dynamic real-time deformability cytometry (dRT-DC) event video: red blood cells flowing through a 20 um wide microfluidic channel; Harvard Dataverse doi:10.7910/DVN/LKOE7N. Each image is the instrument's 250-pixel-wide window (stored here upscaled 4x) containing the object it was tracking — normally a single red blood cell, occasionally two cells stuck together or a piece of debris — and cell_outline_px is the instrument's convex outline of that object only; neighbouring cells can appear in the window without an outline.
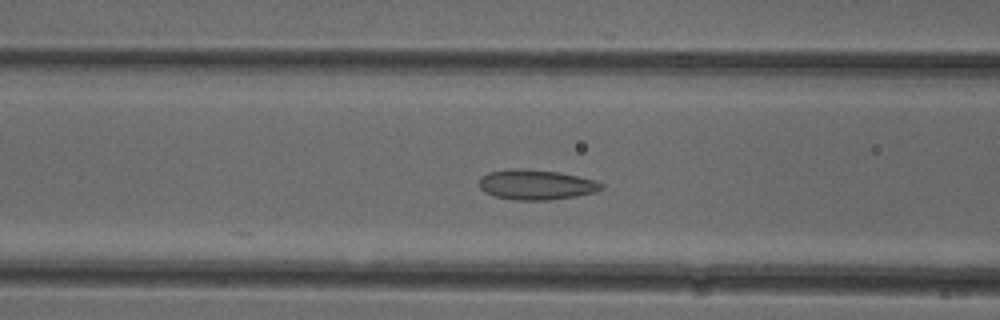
{"species": "common noctule bat (a hibernating species)", "species_latin": "Nyctalus noctula", "temperature_condition": "cold", "stored_images_in_passage": 40, "camera_frame_rate_fps": 3000, "um_per_image_px": 0.085, "animal": {"sex": "female"}, "frame": {"image": 1, "passage_image": 8, "time_ms": 2.333, "image_size_px": [1000, 320], "cell_outline_px": [[604, 188], [596, 192], [576, 196], [548, 200], [512, 200], [496, 196], [484, 192], [480, 188], [480, 176], [488, 172], [512, 168], [524, 168], [560, 172], [596, 180], [604, 184]], "centroid_in_image_um": [45.58, 15.69], "position_along_channel_um": 121.0, "area_um2": 21.68}}
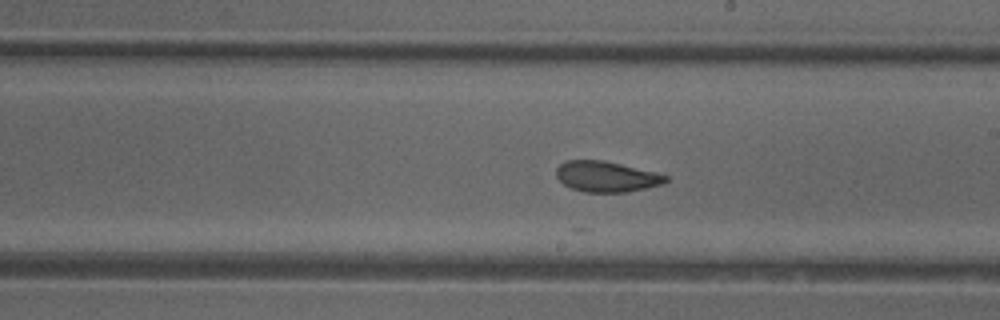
{"frame": {"image": 2, "passage_image": 17, "time_ms": 5.333, "image_size_px": [1000, 320], "cell_outline_px": [[668, 180], [664, 184], [648, 188], [628, 192], [584, 192], [572, 188], [564, 184], [556, 176], [556, 168], [560, 164], [568, 160], [604, 160], [656, 172], [668, 176]], "centroid_in_image_um": [51.57, 15.01], "position_along_channel_um": 237.4, "area_um2": 19.65}}
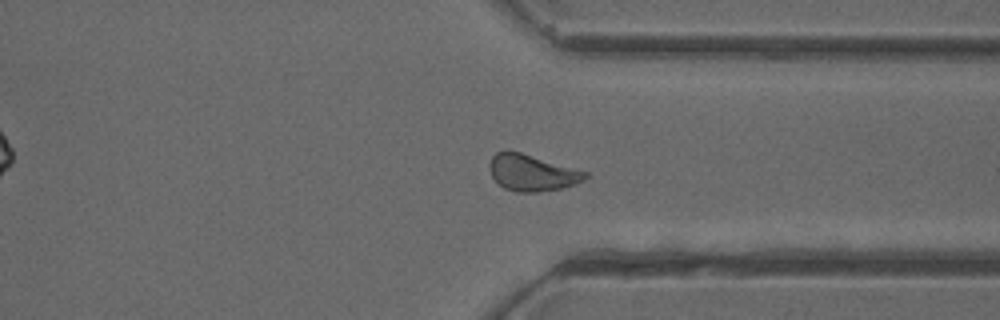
{"frame": {"image": 3, "passage_image": 27, "time_ms": 8.667, "image_size_px": [1000, 320], "cell_outline_px": [[588, 176], [584, 180], [560, 188], [536, 192], [516, 192], [504, 188], [492, 176], [488, 168], [488, 164], [492, 156], [496, 152], [504, 148], [520, 152], [588, 172]], "centroid_in_image_um": [45.16, 14.65], "position_along_channel_um": 366.2, "area_um2": 20.29}, "authors_computed_cell_mechanics": {"area_um2": 20.2878, "velocity_mm_per_s": 3.8775, "shape_relaxation_time_tau1_ms": null, "shape_relaxation_time_tau2_ms": 1.5887, "deformation_change_tau1": null, "deformation_change_tau2": 0.0631}}